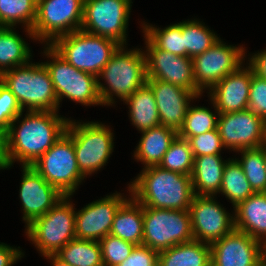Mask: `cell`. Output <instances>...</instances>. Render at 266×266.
I'll return each mask as SVG.
<instances>
[{
	"instance_id": "6da1fadb",
	"label": "cell",
	"mask_w": 266,
	"mask_h": 266,
	"mask_svg": "<svg viewBox=\"0 0 266 266\" xmlns=\"http://www.w3.org/2000/svg\"><path fill=\"white\" fill-rule=\"evenodd\" d=\"M22 114L5 133L4 169H9L17 160L21 166H32L66 132L69 122L68 118L58 115V111H26L20 121Z\"/></svg>"
},
{
	"instance_id": "7a4b0ae2",
	"label": "cell",
	"mask_w": 266,
	"mask_h": 266,
	"mask_svg": "<svg viewBox=\"0 0 266 266\" xmlns=\"http://www.w3.org/2000/svg\"><path fill=\"white\" fill-rule=\"evenodd\" d=\"M128 191L142 206L171 210H189L195 196L190 175L159 165L143 168Z\"/></svg>"
},
{
	"instance_id": "3957f363",
	"label": "cell",
	"mask_w": 266,
	"mask_h": 266,
	"mask_svg": "<svg viewBox=\"0 0 266 266\" xmlns=\"http://www.w3.org/2000/svg\"><path fill=\"white\" fill-rule=\"evenodd\" d=\"M104 79L105 84L100 82ZM147 81L146 59L140 48L126 50L120 46L97 76L98 93L102 104L112 106L117 96L124 102Z\"/></svg>"
},
{
	"instance_id": "277c9868",
	"label": "cell",
	"mask_w": 266,
	"mask_h": 266,
	"mask_svg": "<svg viewBox=\"0 0 266 266\" xmlns=\"http://www.w3.org/2000/svg\"><path fill=\"white\" fill-rule=\"evenodd\" d=\"M0 81L13 93L22 110L58 111L59 103L49 72L41 63L7 70Z\"/></svg>"
},
{
	"instance_id": "5b68a950",
	"label": "cell",
	"mask_w": 266,
	"mask_h": 266,
	"mask_svg": "<svg viewBox=\"0 0 266 266\" xmlns=\"http://www.w3.org/2000/svg\"><path fill=\"white\" fill-rule=\"evenodd\" d=\"M50 46L76 69L97 77L121 45L79 29L57 38Z\"/></svg>"
},
{
	"instance_id": "8992f818",
	"label": "cell",
	"mask_w": 266,
	"mask_h": 266,
	"mask_svg": "<svg viewBox=\"0 0 266 266\" xmlns=\"http://www.w3.org/2000/svg\"><path fill=\"white\" fill-rule=\"evenodd\" d=\"M71 196H64L47 213L26 227V236L42 256L56 254L75 236V209Z\"/></svg>"
},
{
	"instance_id": "52a82bcc",
	"label": "cell",
	"mask_w": 266,
	"mask_h": 266,
	"mask_svg": "<svg viewBox=\"0 0 266 266\" xmlns=\"http://www.w3.org/2000/svg\"><path fill=\"white\" fill-rule=\"evenodd\" d=\"M108 127L102 122L69 119L66 133L73 140L77 164L85 177L103 168L113 152L114 135Z\"/></svg>"
},
{
	"instance_id": "ba28073f",
	"label": "cell",
	"mask_w": 266,
	"mask_h": 266,
	"mask_svg": "<svg viewBox=\"0 0 266 266\" xmlns=\"http://www.w3.org/2000/svg\"><path fill=\"white\" fill-rule=\"evenodd\" d=\"M44 55L52 59L42 62L49 72L58 103L63 98L85 106L102 105L97 86V77L80 71L62 58L50 45L44 47Z\"/></svg>"
},
{
	"instance_id": "9c48e42d",
	"label": "cell",
	"mask_w": 266,
	"mask_h": 266,
	"mask_svg": "<svg viewBox=\"0 0 266 266\" xmlns=\"http://www.w3.org/2000/svg\"><path fill=\"white\" fill-rule=\"evenodd\" d=\"M193 239L189 210L143 206L142 244L160 252Z\"/></svg>"
},
{
	"instance_id": "30bf717a",
	"label": "cell",
	"mask_w": 266,
	"mask_h": 266,
	"mask_svg": "<svg viewBox=\"0 0 266 266\" xmlns=\"http://www.w3.org/2000/svg\"><path fill=\"white\" fill-rule=\"evenodd\" d=\"M31 167L64 196L73 195L85 179L77 164L73 140L66 132Z\"/></svg>"
},
{
	"instance_id": "8fae6325",
	"label": "cell",
	"mask_w": 266,
	"mask_h": 266,
	"mask_svg": "<svg viewBox=\"0 0 266 266\" xmlns=\"http://www.w3.org/2000/svg\"><path fill=\"white\" fill-rule=\"evenodd\" d=\"M83 10L84 0H37L31 30L35 40L51 45L57 38L81 29Z\"/></svg>"
},
{
	"instance_id": "7c38bea8",
	"label": "cell",
	"mask_w": 266,
	"mask_h": 266,
	"mask_svg": "<svg viewBox=\"0 0 266 266\" xmlns=\"http://www.w3.org/2000/svg\"><path fill=\"white\" fill-rule=\"evenodd\" d=\"M132 0H84L81 29L112 39L126 48Z\"/></svg>"
},
{
	"instance_id": "4fadbf2b",
	"label": "cell",
	"mask_w": 266,
	"mask_h": 266,
	"mask_svg": "<svg viewBox=\"0 0 266 266\" xmlns=\"http://www.w3.org/2000/svg\"><path fill=\"white\" fill-rule=\"evenodd\" d=\"M242 46L224 44L219 39L205 52L192 58L196 87L203 93L211 89L228 74L237 70L245 60Z\"/></svg>"
},
{
	"instance_id": "5bb4252c",
	"label": "cell",
	"mask_w": 266,
	"mask_h": 266,
	"mask_svg": "<svg viewBox=\"0 0 266 266\" xmlns=\"http://www.w3.org/2000/svg\"><path fill=\"white\" fill-rule=\"evenodd\" d=\"M144 38L147 79L175 84L201 96L195 84L192 58L158 49L145 35Z\"/></svg>"
},
{
	"instance_id": "9a60e30c",
	"label": "cell",
	"mask_w": 266,
	"mask_h": 266,
	"mask_svg": "<svg viewBox=\"0 0 266 266\" xmlns=\"http://www.w3.org/2000/svg\"><path fill=\"white\" fill-rule=\"evenodd\" d=\"M214 198L195 195L189 207L193 238L208 244L235 229L234 214L228 213Z\"/></svg>"
},
{
	"instance_id": "2e32d148",
	"label": "cell",
	"mask_w": 266,
	"mask_h": 266,
	"mask_svg": "<svg viewBox=\"0 0 266 266\" xmlns=\"http://www.w3.org/2000/svg\"><path fill=\"white\" fill-rule=\"evenodd\" d=\"M266 122L248 109L219 114L217 129L225 149L239 151L263 146Z\"/></svg>"
},
{
	"instance_id": "e0dca14e",
	"label": "cell",
	"mask_w": 266,
	"mask_h": 266,
	"mask_svg": "<svg viewBox=\"0 0 266 266\" xmlns=\"http://www.w3.org/2000/svg\"><path fill=\"white\" fill-rule=\"evenodd\" d=\"M210 247L211 266H265V245L237 229Z\"/></svg>"
},
{
	"instance_id": "ac0fdd59",
	"label": "cell",
	"mask_w": 266,
	"mask_h": 266,
	"mask_svg": "<svg viewBox=\"0 0 266 266\" xmlns=\"http://www.w3.org/2000/svg\"><path fill=\"white\" fill-rule=\"evenodd\" d=\"M127 199L120 192H115L75 211L76 239L100 241L110 234L114 216Z\"/></svg>"
},
{
	"instance_id": "d6986e66",
	"label": "cell",
	"mask_w": 266,
	"mask_h": 266,
	"mask_svg": "<svg viewBox=\"0 0 266 266\" xmlns=\"http://www.w3.org/2000/svg\"><path fill=\"white\" fill-rule=\"evenodd\" d=\"M22 167L19 197L22 203L23 221L28 226L34 219L43 216L64 195L49 184L31 166Z\"/></svg>"
},
{
	"instance_id": "ffe728a7",
	"label": "cell",
	"mask_w": 266,
	"mask_h": 266,
	"mask_svg": "<svg viewBox=\"0 0 266 266\" xmlns=\"http://www.w3.org/2000/svg\"><path fill=\"white\" fill-rule=\"evenodd\" d=\"M146 83L154 93L160 125L178 133L183 126L191 100L199 96L181 86L156 79H147Z\"/></svg>"
},
{
	"instance_id": "44dd1931",
	"label": "cell",
	"mask_w": 266,
	"mask_h": 266,
	"mask_svg": "<svg viewBox=\"0 0 266 266\" xmlns=\"http://www.w3.org/2000/svg\"><path fill=\"white\" fill-rule=\"evenodd\" d=\"M242 65L214 85L208 94L219 114L248 109L250 83L254 74L251 67Z\"/></svg>"
},
{
	"instance_id": "7402d4cb",
	"label": "cell",
	"mask_w": 266,
	"mask_h": 266,
	"mask_svg": "<svg viewBox=\"0 0 266 266\" xmlns=\"http://www.w3.org/2000/svg\"><path fill=\"white\" fill-rule=\"evenodd\" d=\"M233 210L235 229L266 245V192L253 193Z\"/></svg>"
},
{
	"instance_id": "603a6c76",
	"label": "cell",
	"mask_w": 266,
	"mask_h": 266,
	"mask_svg": "<svg viewBox=\"0 0 266 266\" xmlns=\"http://www.w3.org/2000/svg\"><path fill=\"white\" fill-rule=\"evenodd\" d=\"M227 161L222 160L221 155L194 157L191 180L195 195L216 196L219 193Z\"/></svg>"
},
{
	"instance_id": "cb8c5ba5",
	"label": "cell",
	"mask_w": 266,
	"mask_h": 266,
	"mask_svg": "<svg viewBox=\"0 0 266 266\" xmlns=\"http://www.w3.org/2000/svg\"><path fill=\"white\" fill-rule=\"evenodd\" d=\"M141 133L142 137L134 151L135 159L145 164L144 168L158 166L178 133L164 125H158Z\"/></svg>"
},
{
	"instance_id": "d4e9b609",
	"label": "cell",
	"mask_w": 266,
	"mask_h": 266,
	"mask_svg": "<svg viewBox=\"0 0 266 266\" xmlns=\"http://www.w3.org/2000/svg\"><path fill=\"white\" fill-rule=\"evenodd\" d=\"M119 207L110 235L141 245L143 241V206L132 196Z\"/></svg>"
},
{
	"instance_id": "484cf974",
	"label": "cell",
	"mask_w": 266,
	"mask_h": 266,
	"mask_svg": "<svg viewBox=\"0 0 266 266\" xmlns=\"http://www.w3.org/2000/svg\"><path fill=\"white\" fill-rule=\"evenodd\" d=\"M158 266H211L210 244L193 239L160 251Z\"/></svg>"
},
{
	"instance_id": "4316f807",
	"label": "cell",
	"mask_w": 266,
	"mask_h": 266,
	"mask_svg": "<svg viewBox=\"0 0 266 266\" xmlns=\"http://www.w3.org/2000/svg\"><path fill=\"white\" fill-rule=\"evenodd\" d=\"M124 101L129 105V117L132 124L140 132L160 125L154 93L147 83Z\"/></svg>"
},
{
	"instance_id": "83f0119b",
	"label": "cell",
	"mask_w": 266,
	"mask_h": 266,
	"mask_svg": "<svg viewBox=\"0 0 266 266\" xmlns=\"http://www.w3.org/2000/svg\"><path fill=\"white\" fill-rule=\"evenodd\" d=\"M31 54L28 43L16 33L14 27H0V75L28 64Z\"/></svg>"
},
{
	"instance_id": "f1b7e54d",
	"label": "cell",
	"mask_w": 266,
	"mask_h": 266,
	"mask_svg": "<svg viewBox=\"0 0 266 266\" xmlns=\"http://www.w3.org/2000/svg\"><path fill=\"white\" fill-rule=\"evenodd\" d=\"M37 16V0H0V27H14L23 23L25 32L34 39L31 31Z\"/></svg>"
},
{
	"instance_id": "f546056e",
	"label": "cell",
	"mask_w": 266,
	"mask_h": 266,
	"mask_svg": "<svg viewBox=\"0 0 266 266\" xmlns=\"http://www.w3.org/2000/svg\"><path fill=\"white\" fill-rule=\"evenodd\" d=\"M219 193L225 195L231 201L233 208L254 193L241 164L236 158H229L224 167Z\"/></svg>"
},
{
	"instance_id": "4dcf8cb0",
	"label": "cell",
	"mask_w": 266,
	"mask_h": 266,
	"mask_svg": "<svg viewBox=\"0 0 266 266\" xmlns=\"http://www.w3.org/2000/svg\"><path fill=\"white\" fill-rule=\"evenodd\" d=\"M55 255L70 266H104L99 241L73 239Z\"/></svg>"
},
{
	"instance_id": "1f68e13d",
	"label": "cell",
	"mask_w": 266,
	"mask_h": 266,
	"mask_svg": "<svg viewBox=\"0 0 266 266\" xmlns=\"http://www.w3.org/2000/svg\"><path fill=\"white\" fill-rule=\"evenodd\" d=\"M142 26L144 35L158 49L186 57L184 37H182V22L169 25L163 29L153 25H147L144 22Z\"/></svg>"
},
{
	"instance_id": "d6a6232c",
	"label": "cell",
	"mask_w": 266,
	"mask_h": 266,
	"mask_svg": "<svg viewBox=\"0 0 266 266\" xmlns=\"http://www.w3.org/2000/svg\"><path fill=\"white\" fill-rule=\"evenodd\" d=\"M182 37H184L186 57L190 58L205 52L219 40L209 27L195 19L182 21Z\"/></svg>"
},
{
	"instance_id": "836d02e7",
	"label": "cell",
	"mask_w": 266,
	"mask_h": 266,
	"mask_svg": "<svg viewBox=\"0 0 266 266\" xmlns=\"http://www.w3.org/2000/svg\"><path fill=\"white\" fill-rule=\"evenodd\" d=\"M211 103L216 110L215 113L203 106H189L183 126L178 132L179 137L188 140L190 137L217 129L219 112L212 101Z\"/></svg>"
},
{
	"instance_id": "e575fe53",
	"label": "cell",
	"mask_w": 266,
	"mask_h": 266,
	"mask_svg": "<svg viewBox=\"0 0 266 266\" xmlns=\"http://www.w3.org/2000/svg\"><path fill=\"white\" fill-rule=\"evenodd\" d=\"M236 152L241 153V160L237 158V161L241 164L254 193L266 192L264 148L242 149Z\"/></svg>"
},
{
	"instance_id": "d590c367",
	"label": "cell",
	"mask_w": 266,
	"mask_h": 266,
	"mask_svg": "<svg viewBox=\"0 0 266 266\" xmlns=\"http://www.w3.org/2000/svg\"><path fill=\"white\" fill-rule=\"evenodd\" d=\"M159 166L172 172L191 176L194 156L189 141L177 135L164 154Z\"/></svg>"
},
{
	"instance_id": "8d00e7d4",
	"label": "cell",
	"mask_w": 266,
	"mask_h": 266,
	"mask_svg": "<svg viewBox=\"0 0 266 266\" xmlns=\"http://www.w3.org/2000/svg\"><path fill=\"white\" fill-rule=\"evenodd\" d=\"M104 266H118L133 251L135 244L108 234L99 241Z\"/></svg>"
},
{
	"instance_id": "74e56055",
	"label": "cell",
	"mask_w": 266,
	"mask_h": 266,
	"mask_svg": "<svg viewBox=\"0 0 266 266\" xmlns=\"http://www.w3.org/2000/svg\"><path fill=\"white\" fill-rule=\"evenodd\" d=\"M188 141L194 157L204 155H221V149L225 148L218 129L190 137Z\"/></svg>"
},
{
	"instance_id": "f35d334b",
	"label": "cell",
	"mask_w": 266,
	"mask_h": 266,
	"mask_svg": "<svg viewBox=\"0 0 266 266\" xmlns=\"http://www.w3.org/2000/svg\"><path fill=\"white\" fill-rule=\"evenodd\" d=\"M23 112L16 97L0 81V130L6 133L10 124Z\"/></svg>"
},
{
	"instance_id": "ab89813d",
	"label": "cell",
	"mask_w": 266,
	"mask_h": 266,
	"mask_svg": "<svg viewBox=\"0 0 266 266\" xmlns=\"http://www.w3.org/2000/svg\"><path fill=\"white\" fill-rule=\"evenodd\" d=\"M248 110L266 122V80L252 75Z\"/></svg>"
},
{
	"instance_id": "60d3db41",
	"label": "cell",
	"mask_w": 266,
	"mask_h": 266,
	"mask_svg": "<svg viewBox=\"0 0 266 266\" xmlns=\"http://www.w3.org/2000/svg\"><path fill=\"white\" fill-rule=\"evenodd\" d=\"M159 252L141 244L135 245L131 254L118 266H158Z\"/></svg>"
},
{
	"instance_id": "b9f144b4",
	"label": "cell",
	"mask_w": 266,
	"mask_h": 266,
	"mask_svg": "<svg viewBox=\"0 0 266 266\" xmlns=\"http://www.w3.org/2000/svg\"><path fill=\"white\" fill-rule=\"evenodd\" d=\"M19 248L0 243V266H12L17 260L21 259L24 253Z\"/></svg>"
},
{
	"instance_id": "7bdbcfd3",
	"label": "cell",
	"mask_w": 266,
	"mask_h": 266,
	"mask_svg": "<svg viewBox=\"0 0 266 266\" xmlns=\"http://www.w3.org/2000/svg\"><path fill=\"white\" fill-rule=\"evenodd\" d=\"M253 54L249 58L248 65L256 76L266 80V49Z\"/></svg>"
},
{
	"instance_id": "ee69618b",
	"label": "cell",
	"mask_w": 266,
	"mask_h": 266,
	"mask_svg": "<svg viewBox=\"0 0 266 266\" xmlns=\"http://www.w3.org/2000/svg\"><path fill=\"white\" fill-rule=\"evenodd\" d=\"M6 166L5 133L0 130V170Z\"/></svg>"
},
{
	"instance_id": "f6af8a7d",
	"label": "cell",
	"mask_w": 266,
	"mask_h": 266,
	"mask_svg": "<svg viewBox=\"0 0 266 266\" xmlns=\"http://www.w3.org/2000/svg\"><path fill=\"white\" fill-rule=\"evenodd\" d=\"M44 257H46V259H50L52 266H70L68 263L63 262L55 254L44 255Z\"/></svg>"
},
{
	"instance_id": "bcb514c9",
	"label": "cell",
	"mask_w": 266,
	"mask_h": 266,
	"mask_svg": "<svg viewBox=\"0 0 266 266\" xmlns=\"http://www.w3.org/2000/svg\"><path fill=\"white\" fill-rule=\"evenodd\" d=\"M266 150V125H265V133H264V142L262 146Z\"/></svg>"
},
{
	"instance_id": "7dc6e473",
	"label": "cell",
	"mask_w": 266,
	"mask_h": 266,
	"mask_svg": "<svg viewBox=\"0 0 266 266\" xmlns=\"http://www.w3.org/2000/svg\"><path fill=\"white\" fill-rule=\"evenodd\" d=\"M264 157H265V164H266V150L264 149Z\"/></svg>"
},
{
	"instance_id": "c3c4849f",
	"label": "cell",
	"mask_w": 266,
	"mask_h": 266,
	"mask_svg": "<svg viewBox=\"0 0 266 266\" xmlns=\"http://www.w3.org/2000/svg\"><path fill=\"white\" fill-rule=\"evenodd\" d=\"M265 266H266V245H265Z\"/></svg>"
}]
</instances>
